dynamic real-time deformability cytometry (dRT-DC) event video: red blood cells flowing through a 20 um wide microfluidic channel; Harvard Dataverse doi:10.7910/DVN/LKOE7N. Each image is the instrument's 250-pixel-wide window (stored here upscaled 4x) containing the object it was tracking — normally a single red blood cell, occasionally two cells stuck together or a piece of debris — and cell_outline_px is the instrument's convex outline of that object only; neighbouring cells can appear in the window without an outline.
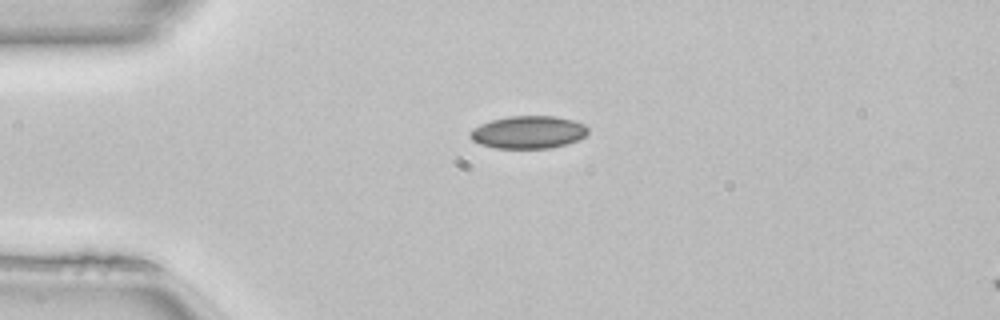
{"species": "common noctule bat (a hibernating species)", "species_latin": "Nyctalus noctula", "temperature_condition": "room temperature", "stored_images_in_passage": 39, "camera_frame_rate_fps": 3000, "um_per_image_px": 0.085, "animal": {"sex": "female", "body_mass_g": 22.7, "forearm_length_mm": 54.2}, "frame": {"image": 1, "passage_image": 1, "time_ms": 0.0, "image_size_px": [1000, 320], "cell_outline_px": [[588, 132], [584, 136], [576, 140], [552, 148], [496, 148], [480, 144], [472, 140], [468, 136], [468, 132], [472, 128], [480, 124], [492, 120], [512, 116], [556, 116], [572, 120], [584, 124], [588, 128]], "centroid_in_image_um": [44.86, 11.23], "position_along_channel_um": 40.1, "area_um2": 22.37}}
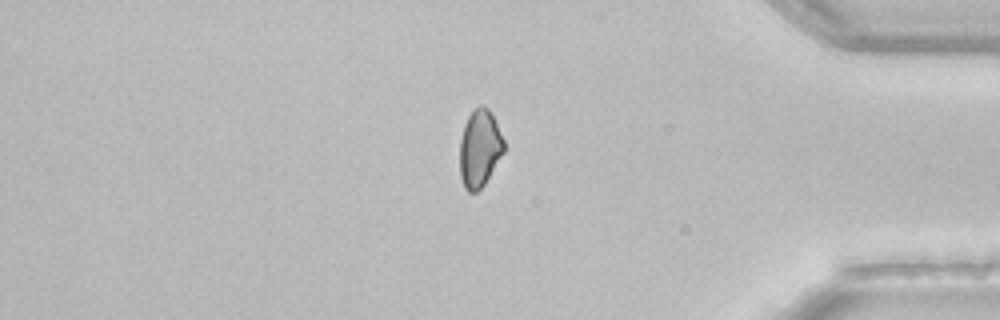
{"frame": {"image": 2, "passage_image": 31, "time_ms": 10.0, "image_size_px": [1000, 320], "cell_outline_px": [[504, 152], [484, 184], [476, 192], [468, 192], [464, 188], [460, 176], [460, 140], [464, 124], [468, 116], [480, 104], [484, 104], [488, 108], [504, 140]], "centroid_in_image_um": [40.75, 12.62], "position_along_channel_um": 394.4, "area_um2": 19.77}}
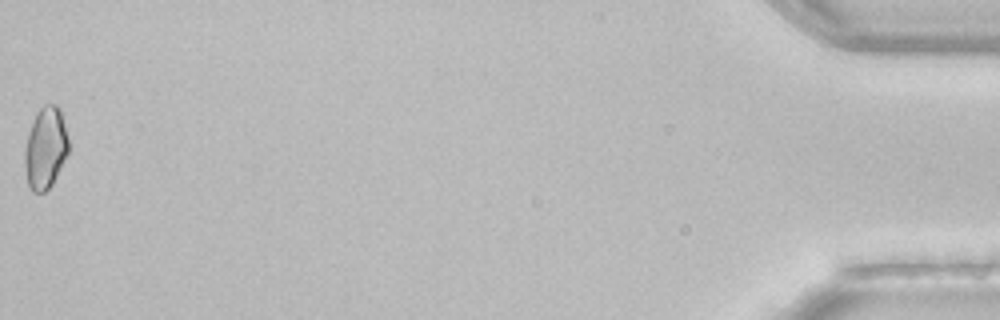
{"frame": {"image": 3, "passage_image": 39, "time_ms": 12.667, "image_size_px": [1000, 320], "cell_outline_px": [[68, 152], [52, 184], [44, 192], [32, 192], [28, 184], [24, 168], [24, 152], [28, 132], [32, 120], [36, 112], [44, 104], [56, 104], [60, 108], [68, 136]], "centroid_in_image_um": [3.85, 12.55], "position_along_channel_um": 431.4, "area_um2": 20.98}, "authors_computed_cell_mechanics": {"area_um2": 20.6346, "velocity_mm_per_s": 4.1231, "shape_relaxation_time_tau1_ms": null, "shape_relaxation_time_tau2_ms": 11.0665, "deformation_change_tau1": null, "deformation_change_tau2": 0.1338}}